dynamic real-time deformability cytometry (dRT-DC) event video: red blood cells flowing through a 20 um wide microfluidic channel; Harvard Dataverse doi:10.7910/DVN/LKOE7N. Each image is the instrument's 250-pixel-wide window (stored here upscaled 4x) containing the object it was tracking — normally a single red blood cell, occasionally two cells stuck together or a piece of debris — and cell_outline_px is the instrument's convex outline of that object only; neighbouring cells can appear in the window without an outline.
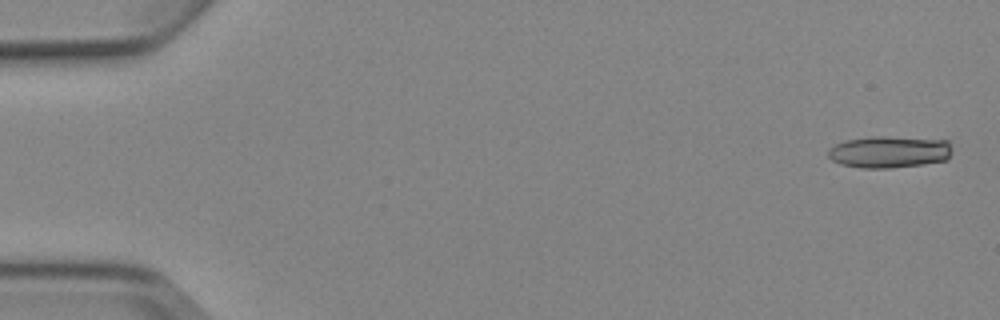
{"species": "Egyptian fruit bat (a non-hibernating species)", "species_latin": "Rousettus aegyptiacus", "temperature_condition": "cold", "stored_images_in_passage": 3, "camera_frame_rate_fps": 3000, "um_per_image_px": 0.085, "animal": {"sex": "female"}, "frame": {"image": 1, "passage_image": 1, "time_ms": 0.0, "image_size_px": [1000, 320], "cell_outline_px": [[952, 152], [948, 160], [924, 164], [888, 168], [864, 168], [840, 164], [832, 160], [828, 156], [828, 152], [836, 144], [844, 140], [872, 136], [888, 136], [948, 140], [952, 148]], "centroid_in_image_um": [75.63, 12.9], "position_along_channel_um": 9.4, "area_um2": 23.24}}